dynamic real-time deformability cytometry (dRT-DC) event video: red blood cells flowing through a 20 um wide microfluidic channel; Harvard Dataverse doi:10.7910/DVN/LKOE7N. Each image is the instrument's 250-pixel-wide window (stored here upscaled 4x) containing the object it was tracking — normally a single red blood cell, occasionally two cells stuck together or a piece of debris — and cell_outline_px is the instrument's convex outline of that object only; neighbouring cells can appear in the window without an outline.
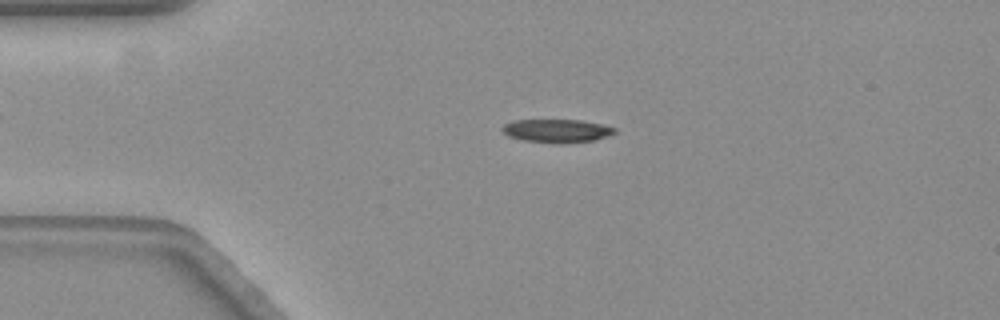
{"species": "common noctule bat (a hibernating species)", "species_latin": "Nyctalus noctula", "temperature_condition": "warm", "stored_images_in_passage": 58, "camera_frame_rate_fps": 3000, "um_per_image_px": 0.085, "animal": {"sex": "female", "body_mass_g": 19.3, "forearm_length_mm": 54.1}, "frame": {"image": 1, "passage_image": 13, "time_ms": 4.0, "image_size_px": [1000, 320], "cell_outline_px": [[616, 132], [608, 136], [596, 140], [564, 144], [556, 144], [520, 140], [508, 136], [504, 132], [504, 124], [516, 120], [580, 120], [600, 124], [616, 128]], "centroid_in_image_um": [47.36, 11.14], "position_along_channel_um": 37.6, "area_um2": 15.37}}
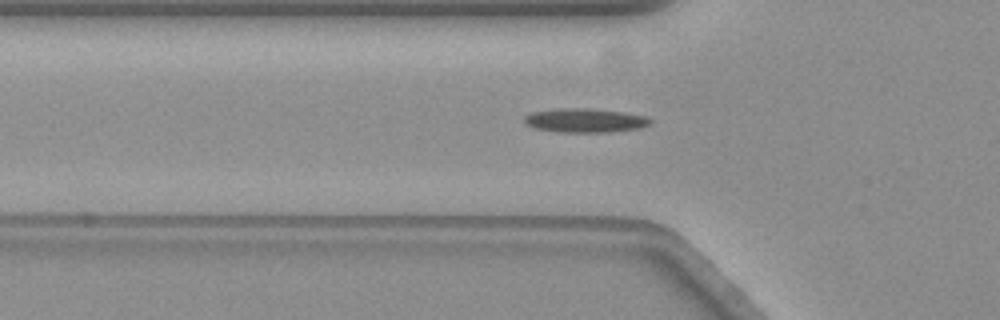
{"frame": {"image": 2, "passage_image": 19, "time_ms": 6.0, "image_size_px": [1000, 320], "cell_outline_px": [[652, 120], [648, 124], [640, 128], [608, 132], [556, 132], [536, 128], [524, 124], [524, 116], [532, 112], [560, 108], [584, 108], [624, 112], [648, 116]], "centroid_in_image_um": [49.71, 10.23], "position_along_channel_um": 76.1, "area_um2": 17.63}}
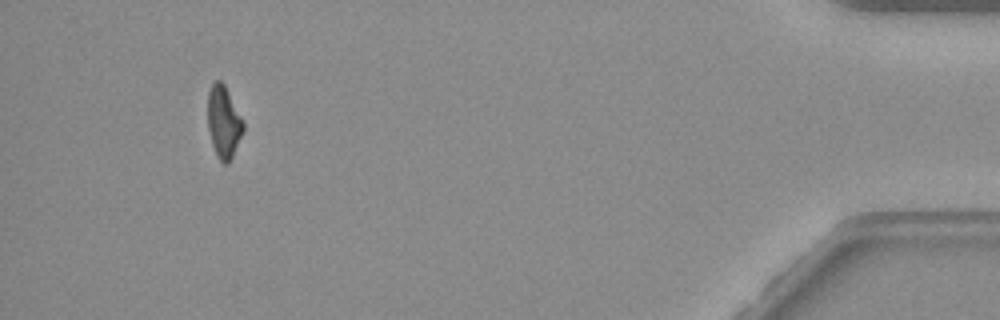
{"frame": {"image": 3, "passage_image": 54, "time_ms": 17.667, "image_size_px": [1000, 320], "cell_outline_px": [[244, 132], [228, 164], [224, 164], [216, 156], [212, 144], [208, 128], [208, 92], [212, 84], [216, 80], [220, 80], [224, 84], [244, 120]], "centroid_in_image_um": [19.02, 10.37], "position_along_channel_um": 416.2, "area_um2": 15.03}, "authors_computed_cell_mechanics": {"area_um2": 15.7216, "velocity_mm_per_s": 3.5454, "shape_relaxation_time_tau1_ms": 6.6898, "shape_relaxation_time_tau2_ms": null, "deformation_change_tau1": 0.162, "deformation_change_tau2": null}}